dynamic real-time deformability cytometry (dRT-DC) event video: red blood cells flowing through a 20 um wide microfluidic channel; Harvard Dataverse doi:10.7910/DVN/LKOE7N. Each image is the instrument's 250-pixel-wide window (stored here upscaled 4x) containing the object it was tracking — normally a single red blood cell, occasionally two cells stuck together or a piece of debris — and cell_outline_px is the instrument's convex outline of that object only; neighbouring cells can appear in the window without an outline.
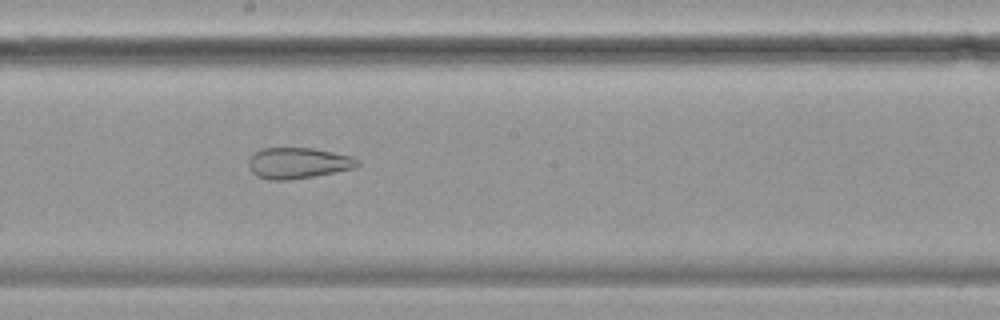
{"species": "common noctule bat (a hibernating species)", "species_latin": "Nyctalus noctula", "temperature_condition": "cold", "stored_images_in_passage": 57, "camera_frame_rate_fps": 3000, "um_per_image_px": 0.085, "animal": {"sex": "female", "body_mass_g": 19.9}, "frame": {"image": 1, "passage_image": 31, "time_ms": 10.0, "image_size_px": [1000, 320], "cell_outline_px": [[360, 164], [356, 168], [312, 176], [288, 180], [268, 180], [256, 176], [252, 172], [248, 164], [248, 160], [252, 152], [260, 148], [312, 148], [352, 156], [360, 160]], "centroid_in_image_um": [25.31, 13.85], "position_along_channel_um": 222.9, "area_um2": 19.83}}
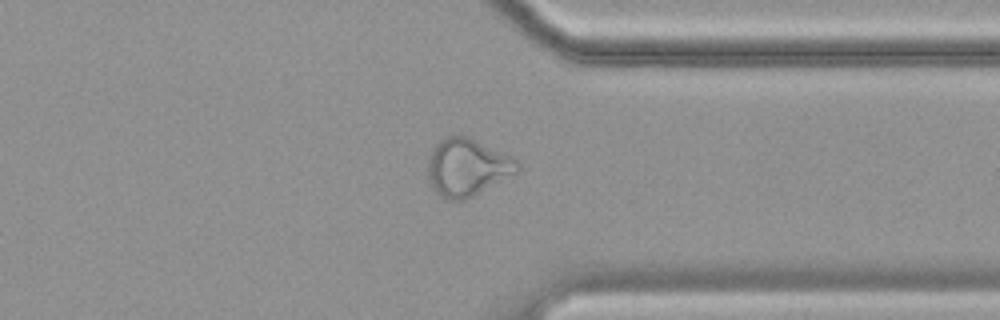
{"frame": {"image": 2, "passage_image": 44, "time_ms": 14.333, "image_size_px": [1000, 320], "cell_outline_px": [[520, 168], [516, 172], [472, 196], [464, 200], [444, 200], [432, 188], [428, 176], [428, 160], [432, 148], [440, 140], [448, 136], [468, 136], [512, 156], [520, 160]], "centroid_in_image_um": [39.7, 14.21], "position_along_channel_um": 371.7, "area_um2": 29.88}}
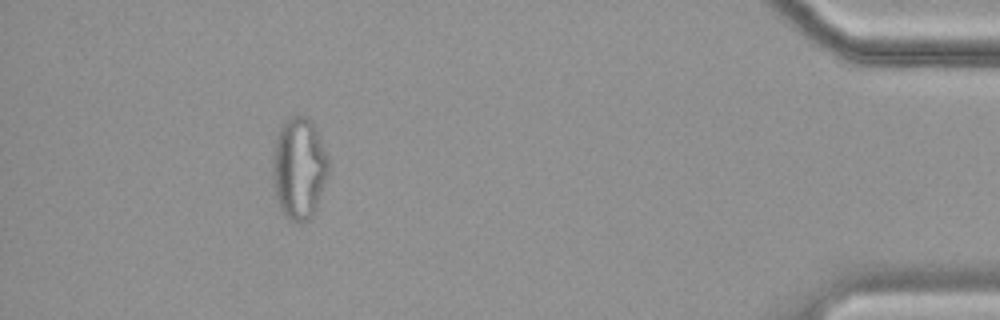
{"frame": {"image": 3, "passage_image": 52, "time_ms": 17.0, "image_size_px": [1000, 320], "cell_outline_px": [[328, 172], [316, 208], [308, 220], [300, 224], [296, 224], [280, 208], [276, 196], [272, 172], [272, 160], [276, 140], [280, 128], [288, 116], [308, 116], [312, 120], [320, 136], [328, 156]], "centroid_in_image_um": [25.42, 14.27], "position_along_channel_um": 409.8, "area_um2": 33.0}}